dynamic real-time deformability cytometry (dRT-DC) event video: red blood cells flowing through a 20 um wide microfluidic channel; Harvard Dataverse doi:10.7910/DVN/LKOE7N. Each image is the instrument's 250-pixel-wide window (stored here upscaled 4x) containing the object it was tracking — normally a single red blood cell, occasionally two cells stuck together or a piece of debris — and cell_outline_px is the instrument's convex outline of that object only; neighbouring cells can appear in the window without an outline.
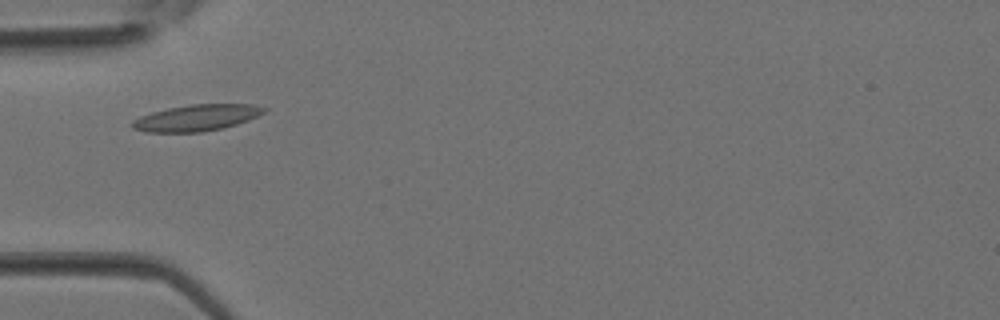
{"species": "Egyptian fruit bat (a non-hibernating species)", "species_latin": "Rousettus aegyptiacus", "temperature_condition": "room temperature", "stored_images_in_passage": 28, "camera_frame_rate_fps": 3000, "um_per_image_px": 0.085, "animal": {"sex": "female"}, "frame": {"image": 1, "passage_image": 2, "time_ms": 0.333, "image_size_px": [1000, 320], "cell_outline_px": [[268, 108], [264, 112], [248, 120], [224, 128], [200, 132], [148, 132], [132, 128], [132, 120], [140, 116], [152, 112], [168, 108], [192, 104], [252, 104]], "centroid_in_image_um": [16.71, 10.01], "position_along_channel_um": 68.3, "area_um2": 20.11}}
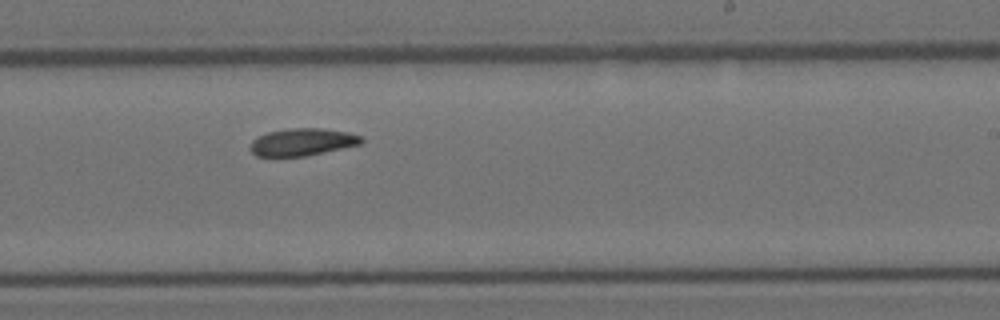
{"frame": {"image": 2, "passage_image": 13, "time_ms": 4.0, "image_size_px": [1000, 320], "cell_outline_px": [[364, 140], [360, 144], [304, 156], [256, 156], [248, 148], [252, 140], [268, 132], [288, 128], [320, 128], [348, 132], [360, 136]], "centroid_in_image_um": [25.66, 12.06], "position_along_channel_um": 263.3, "area_um2": 17.51}}
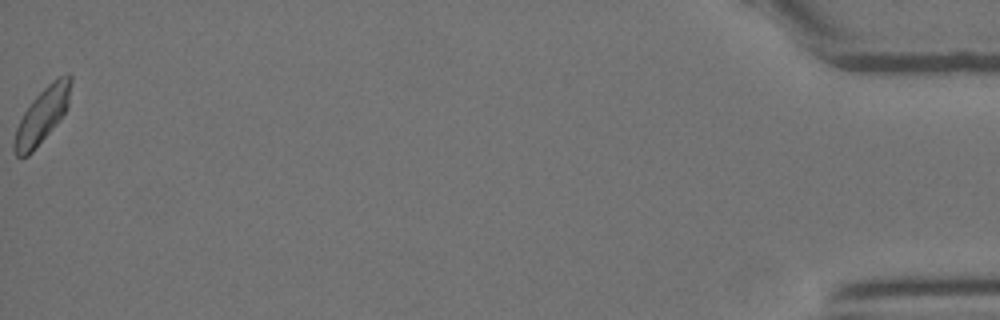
{"frame": {"image": 3, "passage_image": 28, "time_ms": 9.0, "image_size_px": [1000, 320], "cell_outline_px": [[72, 80], [68, 104], [64, 112], [56, 124], [32, 152], [28, 156], [16, 156], [12, 148], [12, 144], [16, 128], [24, 112], [32, 100], [52, 80], [68, 72], [72, 76]], "centroid_in_image_um": [3.57, 9.8], "position_along_channel_um": 431.6, "area_um2": 17.98}}